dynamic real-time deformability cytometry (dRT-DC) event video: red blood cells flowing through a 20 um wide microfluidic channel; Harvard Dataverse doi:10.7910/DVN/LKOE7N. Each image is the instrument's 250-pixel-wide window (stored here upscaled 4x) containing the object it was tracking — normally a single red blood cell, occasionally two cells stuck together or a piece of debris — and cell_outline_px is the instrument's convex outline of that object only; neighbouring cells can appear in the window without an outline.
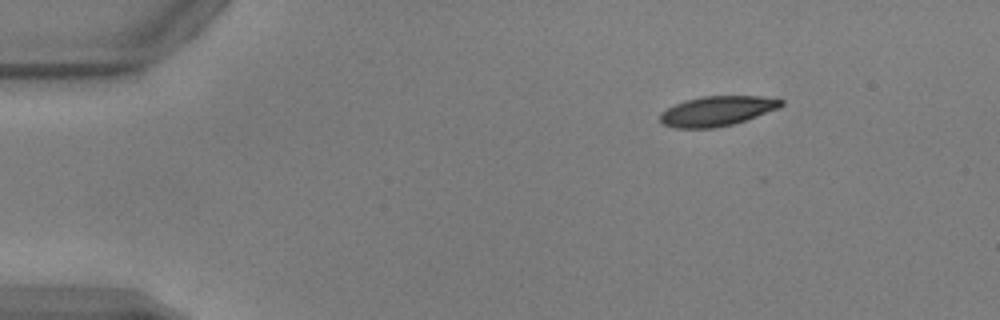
{"species": "common noctule bat (a hibernating species)", "species_latin": "Nyctalus noctula", "temperature_condition": "warm", "stored_images_in_passage": 46, "camera_frame_rate_fps": 3000, "um_per_image_px": 0.085, "animal": {"sex": "male", "body_mass_g": 17.9, "forearm_length_mm": 54.2}, "frame": {"image": 1, "passage_image": 1, "time_ms": 0.0, "image_size_px": [1000, 320], "cell_outline_px": [[784, 104], [780, 108], [732, 124], [712, 128], [676, 128], [664, 124], [660, 120], [660, 112], [684, 100], [704, 96], [760, 96], [784, 100]], "centroid_in_image_um": [60.96, 9.43], "position_along_channel_um": 24.0, "area_um2": 20.87}}
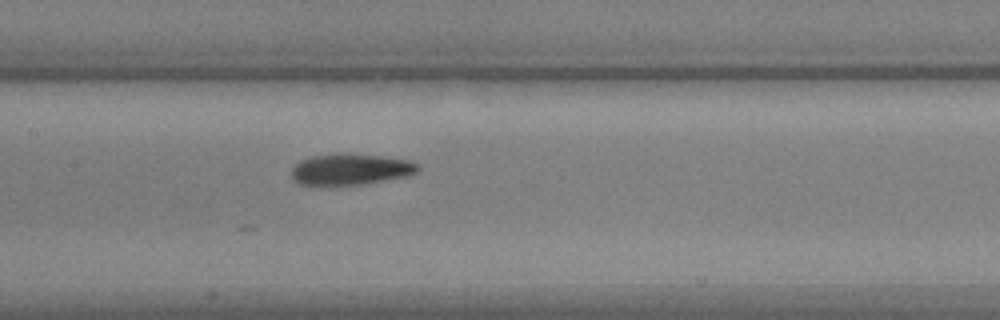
{"frame": {"image": 2, "passage_image": 19, "time_ms": 6.0, "image_size_px": [1000, 320], "cell_outline_px": [[420, 168], [416, 172], [408, 176], [360, 184], [300, 184], [292, 176], [292, 168], [300, 160], [312, 156], [344, 152], [348, 152], [412, 160], [420, 164]], "centroid_in_image_um": [29.86, 14.35], "position_along_channel_um": 177.5, "area_um2": 22.89}}
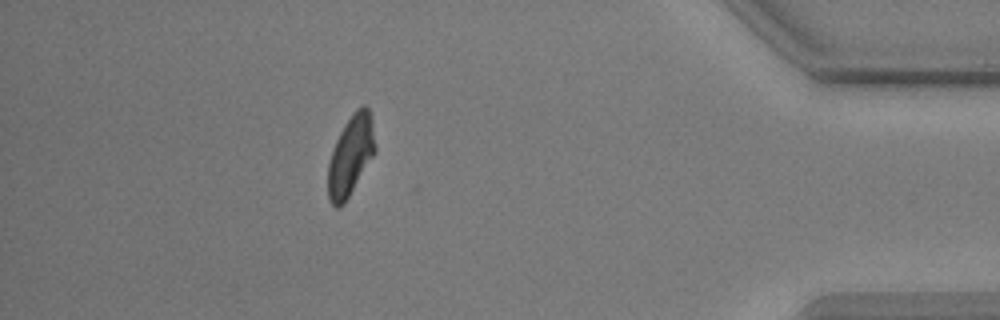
{"frame": {"image": 3, "passage_image": 40, "time_ms": 13.0, "image_size_px": [1000, 320], "cell_outline_px": [[376, 152], [344, 204], [340, 208], [336, 208], [328, 200], [328, 160], [332, 148], [344, 124], [356, 108], [360, 104], [364, 104], [368, 108], [372, 120], [376, 148]], "centroid_in_image_um": [29.8, 13.22], "position_along_channel_um": 405.4, "area_um2": 22.31}, "authors_computed_cell_mechanics": {"area_um2": 22.3975, "velocity_mm_per_s": 3.8824, "shape_relaxation_time_tau1_ms": 2.2804, "shape_relaxation_time_tau2_ms": 3.6761, "deformation_change_tau1": 0.1528, "deformation_change_tau2": 0.1085}}